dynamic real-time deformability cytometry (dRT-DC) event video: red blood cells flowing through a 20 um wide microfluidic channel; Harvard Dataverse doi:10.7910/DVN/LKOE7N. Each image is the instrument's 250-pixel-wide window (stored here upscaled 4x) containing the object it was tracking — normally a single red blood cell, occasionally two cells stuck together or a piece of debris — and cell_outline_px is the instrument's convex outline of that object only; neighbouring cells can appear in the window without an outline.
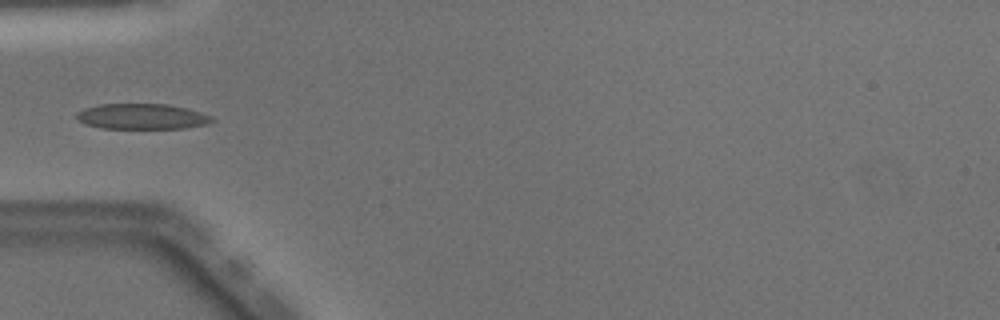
{"species": "Egyptian fruit bat (a non-hibernating species)", "species_latin": "Rousettus aegyptiacus", "temperature_condition": "warm", "stored_images_in_passage": 34, "camera_frame_rate_fps": 3000, "um_per_image_px": 0.085, "animal": {"sex": "male"}, "frame": {"image": 1, "passage_image": 1, "time_ms": 0.0, "image_size_px": [1000, 320], "cell_outline_px": [[216, 120], [208, 124], [184, 128], [100, 128], [76, 120], [76, 112], [84, 108], [100, 104], [168, 104], [188, 108], [212, 116]], "centroid_in_image_um": [12.08, 9.89], "position_along_channel_um": 72.9, "area_um2": 20.23}}
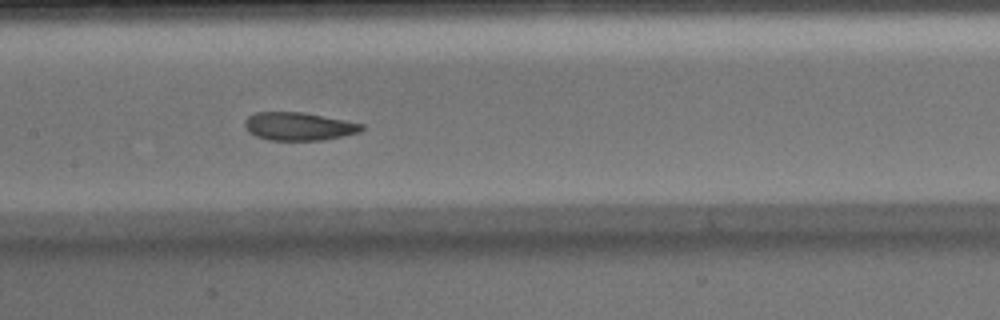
{"frame": {"image": 2, "passage_image": 9, "time_ms": 2.667, "image_size_px": [1000, 320], "cell_outline_px": [[364, 128], [360, 132], [324, 140], [268, 140], [256, 136], [248, 132], [244, 124], [244, 120], [248, 116], [256, 112], [304, 112], [364, 124]], "centroid_in_image_um": [25.38, 10.74], "position_along_channel_um": 182.0, "area_um2": 19.19}}
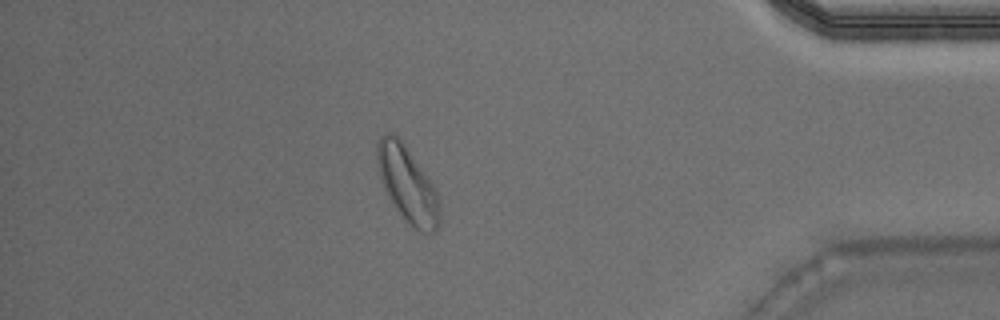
{"frame": {"image": 3, "passage_image": 28, "time_ms": 9.0, "image_size_px": [1000, 320], "cell_outline_px": [[440, 224], [436, 232], [420, 232], [400, 212], [384, 192], [380, 180], [376, 160], [376, 144], [380, 136], [384, 132], [392, 132], [404, 144], [432, 184], [436, 192], [440, 204]], "centroid_in_image_um": [34.6, 15.64], "position_along_channel_um": 400.6, "area_um2": 27.28}}